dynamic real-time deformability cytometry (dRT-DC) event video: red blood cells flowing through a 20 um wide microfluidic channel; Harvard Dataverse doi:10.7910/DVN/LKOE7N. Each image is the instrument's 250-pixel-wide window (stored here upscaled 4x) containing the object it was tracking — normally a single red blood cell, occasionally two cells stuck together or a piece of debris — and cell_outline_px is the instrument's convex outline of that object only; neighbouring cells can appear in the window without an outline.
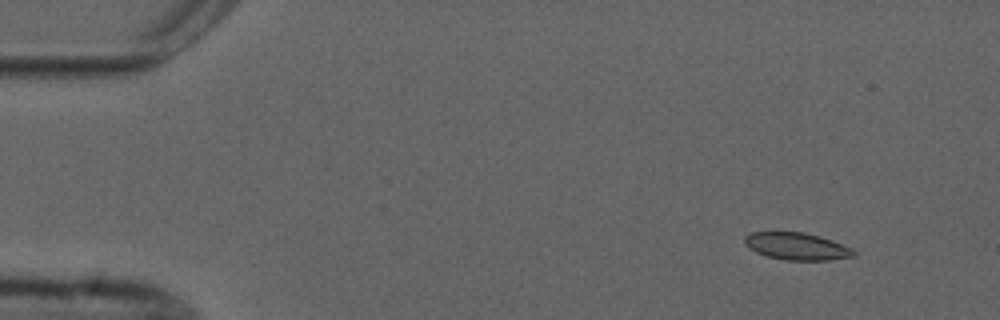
{"species": "common noctule bat (a hibernating species)", "species_latin": "Nyctalus noctula", "temperature_condition": "cold", "stored_images_in_passage": 50, "camera_frame_rate_fps": 3000, "um_per_image_px": 0.085, "animal": {"sex": "male", "forearm_length_mm": 52.5}, "frame": {"image": 1, "passage_image": 1, "time_ms": 0.0, "image_size_px": [1000, 320], "cell_outline_px": [[856, 256], [828, 260], [784, 260], [768, 256], [756, 252], [748, 248], [744, 244], [744, 236], [752, 232], [804, 232], [820, 236], [832, 240], [852, 248], [856, 252]], "centroid_in_image_um": [67.72, 20.93], "position_along_channel_um": 17.3, "area_um2": 17.4}}
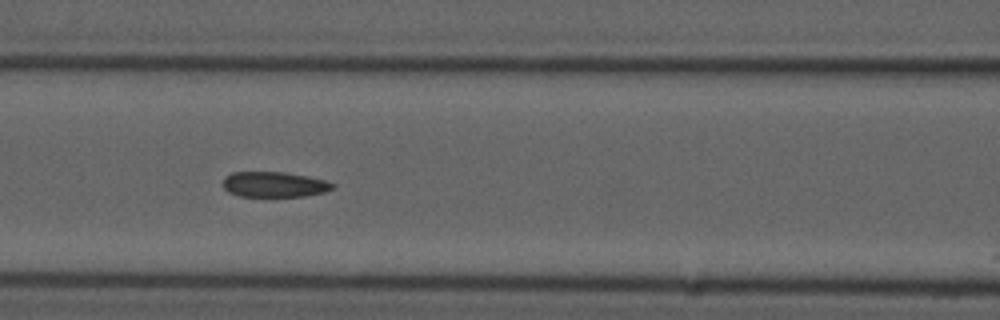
{"frame": {"image": 2, "passage_image": 19, "time_ms": 6.0, "image_size_px": [1000, 320], "cell_outline_px": [[336, 184], [332, 188], [324, 192], [304, 196], [240, 196], [228, 192], [224, 188], [224, 176], [232, 172], [284, 172], [308, 176], [324, 180]], "centroid_in_image_um": [23.3, 15.67], "position_along_channel_um": 143.3, "area_um2": 16.13}}
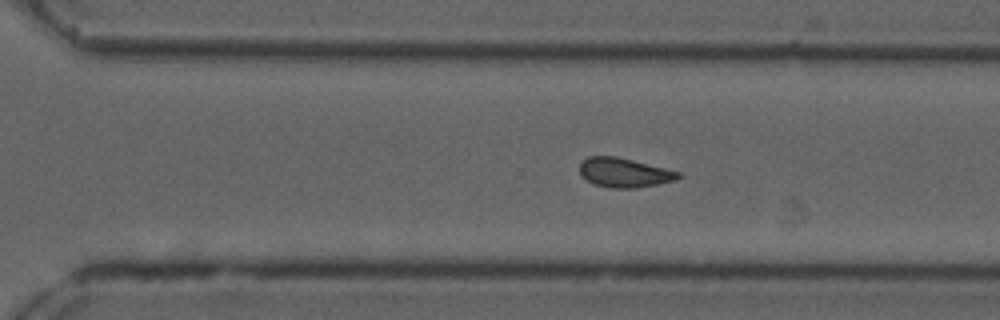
{"frame": {"image": 3, "passage_image": 33, "time_ms": 10.667, "image_size_px": [1000, 320], "cell_outline_px": [[680, 176], [676, 180], [636, 188], [608, 188], [592, 184], [580, 176], [580, 164], [588, 156], [616, 156], [680, 172]], "centroid_in_image_um": [53.0, 14.68], "position_along_channel_um": 317.6, "area_um2": 16.82}, "authors_computed_cell_mechanics": {"area_um2": 17.051, "velocity_mm_per_s": 3.7487, "shape_relaxation_time_tau1_ms": null, "shape_relaxation_time_tau2_ms": 2.7683, "deformation_change_tau1": null, "deformation_change_tau2": 0.0714}}